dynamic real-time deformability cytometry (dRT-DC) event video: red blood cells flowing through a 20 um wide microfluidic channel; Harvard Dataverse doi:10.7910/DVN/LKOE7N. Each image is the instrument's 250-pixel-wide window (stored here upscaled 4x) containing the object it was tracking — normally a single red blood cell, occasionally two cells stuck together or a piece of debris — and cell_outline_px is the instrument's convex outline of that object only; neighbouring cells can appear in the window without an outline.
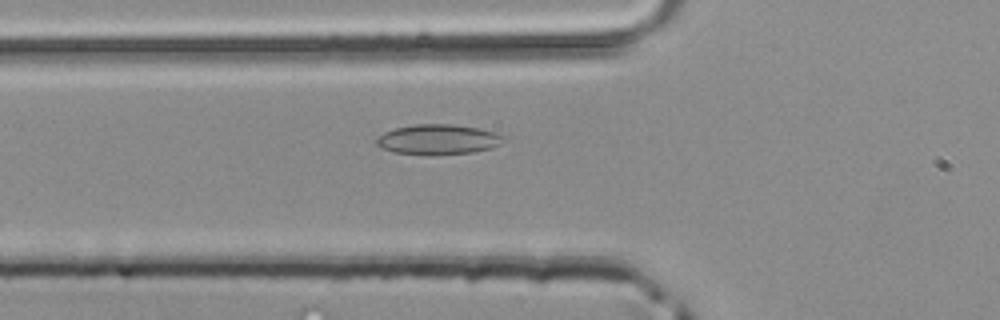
{"species": "common noctule bat (a hibernating species)", "species_latin": "Nyctalus noctula", "temperature_condition": "room temperature", "stored_images_in_passage": 36, "camera_frame_rate_fps": 3000, "um_per_image_px": 0.085, "animal": {"sex": "male", "body_mass_g": 20.4}, "frame": {"image": 1, "passage_image": 5, "time_ms": 1.333, "image_size_px": [1000, 320], "cell_outline_px": [[508, 140], [492, 148], [472, 152], [432, 156], [396, 152], [384, 148], [376, 144], [376, 140], [384, 132], [396, 128], [416, 124], [452, 124], [480, 128], [496, 132], [508, 136]], "centroid_in_image_um": [37.34, 11.86], "position_along_channel_um": 88.5, "area_um2": 22.6}}
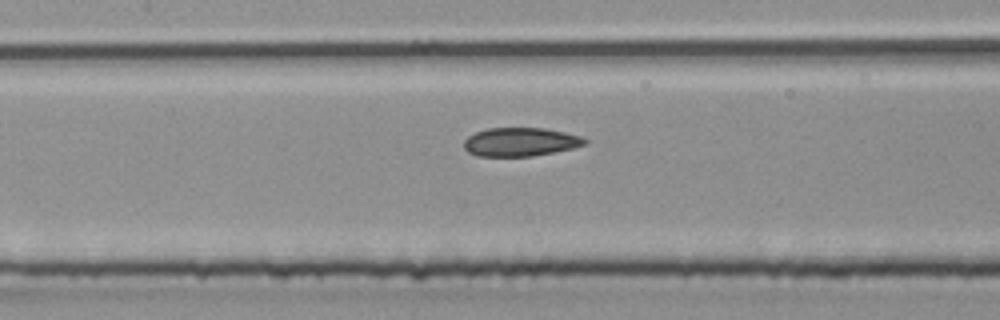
{"frame": {"image": 2, "passage_image": 10, "time_ms": 3.0, "image_size_px": [1000, 320], "cell_outline_px": [[588, 144], [572, 148], [532, 156], [476, 156], [468, 152], [464, 148], [464, 140], [468, 136], [476, 132], [488, 128], [544, 128], [564, 132], [580, 136], [588, 140]], "centroid_in_image_um": [44.22, 12.06], "position_along_channel_um": 163.2, "area_um2": 20.11}}
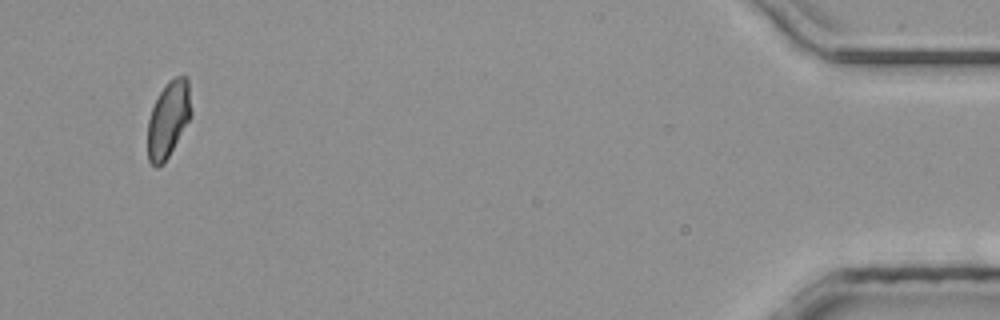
{"frame": {"image": 3, "passage_image": 33, "time_ms": 10.667, "image_size_px": [1000, 320], "cell_outline_px": [[192, 116], [164, 164], [156, 168], [148, 160], [148, 120], [152, 108], [164, 84], [168, 80], [176, 76], [188, 76], [192, 112]], "centroid_in_image_um": [14.33, 10.12], "position_along_channel_um": 420.9, "area_um2": 19.59}}